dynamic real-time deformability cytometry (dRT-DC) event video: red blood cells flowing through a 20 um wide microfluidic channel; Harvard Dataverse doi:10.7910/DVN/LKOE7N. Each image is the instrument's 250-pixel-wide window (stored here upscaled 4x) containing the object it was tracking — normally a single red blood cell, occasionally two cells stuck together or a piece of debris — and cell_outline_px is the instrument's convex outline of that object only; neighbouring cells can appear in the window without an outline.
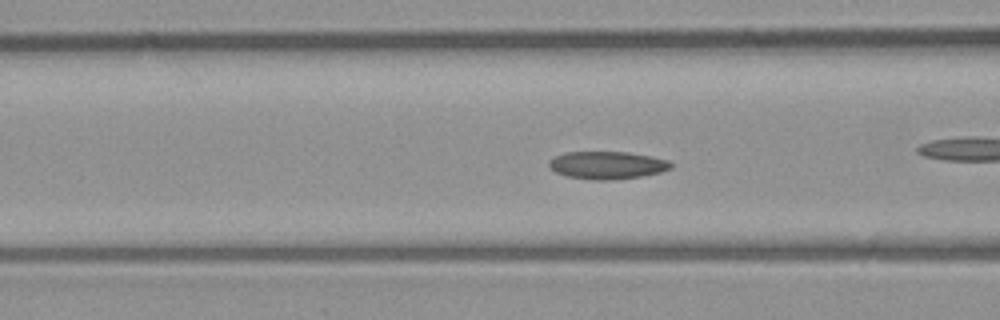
{"species": "common noctule bat (a hibernating species)", "species_latin": "Nyctalus noctula", "temperature_condition": "room temperature", "stored_images_in_passage": 38, "camera_frame_rate_fps": 3000, "um_per_image_px": 0.085, "animal": {"sex": "male", "body_mass_g": 23.1, "forearm_length_mm": 52.7}, "frame": {"image": 1, "passage_image": 6, "time_ms": 1.667, "image_size_px": [1000, 320], "cell_outline_px": [[672, 168], [660, 172], [640, 176], [612, 180], [592, 180], [568, 176], [556, 172], [548, 164], [548, 160], [552, 156], [564, 152], [628, 152], [652, 156], [668, 160], [672, 164]], "centroid_in_image_um": [51.59, 14.03], "position_along_channel_um": 115.0, "area_um2": 19.71}}
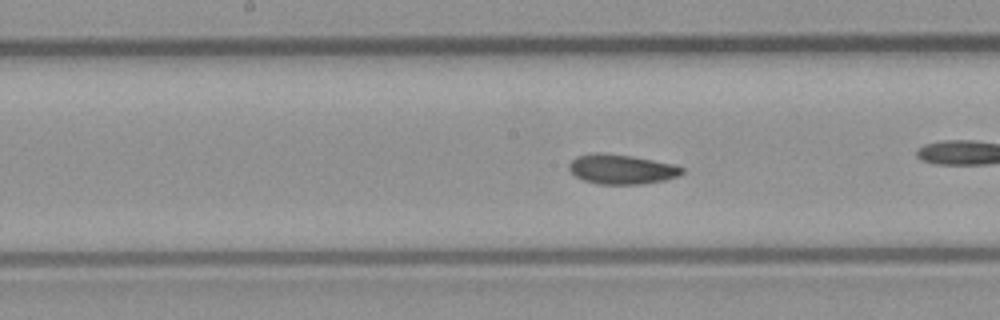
{"frame": {"image": 2, "passage_image": 12, "time_ms": 3.667, "image_size_px": [1000, 320], "cell_outline_px": [[684, 172], [680, 176], [664, 180], [640, 184], [596, 184], [584, 180], [576, 176], [568, 168], [568, 164], [576, 156], [592, 152], [600, 152], [632, 156], [672, 164], [684, 168]], "centroid_in_image_um": [52.81, 14.38], "position_along_channel_um": 195.4, "area_um2": 19.59}, "authors_computed_cell_mechanics": {"area_um2": 19.4786, "velocity_mm_per_s": 3.9955, "shape_relaxation_time_tau1_ms": 8.182, "shape_relaxation_time_tau2_ms": 2.9403, "deformation_change_tau1": 0.1774, "deformation_change_tau2": 0.0677}}